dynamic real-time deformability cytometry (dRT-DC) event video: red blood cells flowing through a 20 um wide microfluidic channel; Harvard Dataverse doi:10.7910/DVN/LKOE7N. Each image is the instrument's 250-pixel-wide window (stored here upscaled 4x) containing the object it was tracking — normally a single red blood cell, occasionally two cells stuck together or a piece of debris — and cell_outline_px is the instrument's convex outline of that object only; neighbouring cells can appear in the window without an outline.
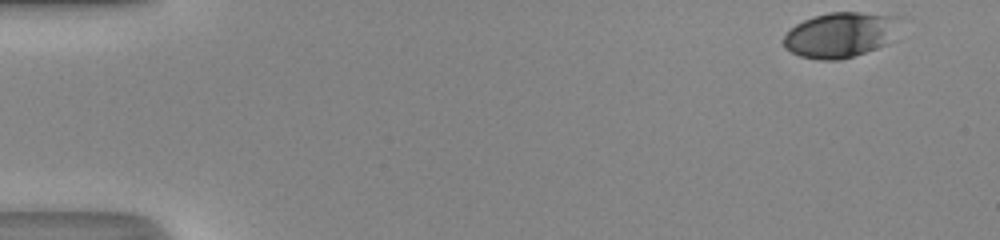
{"species": "human", "species_latin": "Homo sapiens", "temperature_condition": "room temperature", "stored_images_in_passage": 41, "camera_frame_rate_fps": 3000, "um_per_image_px": 0.085, "donor": {"sex": "male"}, "frame": {"image": 1, "passage_image": 1, "time_ms": 0.0, "image_size_px": [1000, 240], "cell_outline_px": [[904, 16], [888, 44], [840, 60], [820, 60], [800, 56], [784, 48], [784, 36], [796, 24], [812, 16], [828, 12], [860, 12]], "centroid_in_image_um": [71.46, 2.94], "position_along_channel_um": 13.5, "area_um2": 30.81}}
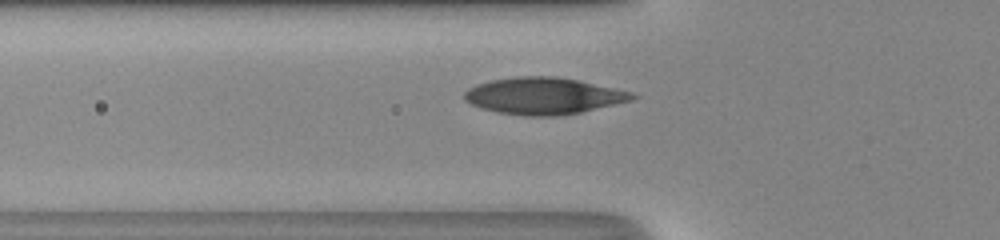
{"frame": {"image": 2, "passage_image": 16, "time_ms": 5.0, "image_size_px": [1000, 240], "cell_outline_px": [[640, 96], [632, 100], [580, 112], [556, 116], [524, 116], [496, 112], [480, 108], [464, 100], [464, 92], [468, 88], [476, 84], [492, 80], [516, 76], [556, 76], [580, 80], [616, 88], [632, 92]], "centroid_in_image_um": [46.2, 8.14], "position_along_channel_um": 79.6, "area_um2": 36.13}}
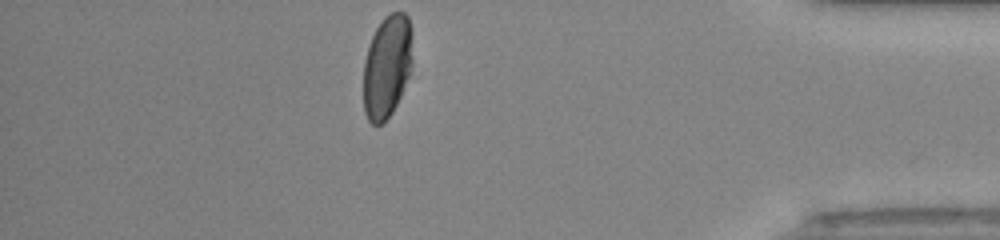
{"frame": {"image": 3, "passage_image": 41, "time_ms": 13.333, "image_size_px": [1000, 240], "cell_outline_px": [[412, 64], [408, 76], [400, 96], [392, 112], [380, 124], [372, 124], [368, 120], [364, 112], [364, 60], [368, 44], [380, 20], [384, 16], [392, 12], [404, 12], [408, 16], [412, 32]], "centroid_in_image_um": [32.89, 5.59], "position_along_channel_um": 402.3, "area_um2": 29.54}, "authors_computed_cell_mechanics": {"area_um2": 34.1598, "velocity_mm_per_s": 4.3282, "shape_relaxation_time_tau1_ms": 5.5942, "shape_relaxation_time_tau2_ms": null, "deformation_change_tau1": 0.2154, "deformation_change_tau2": null}}